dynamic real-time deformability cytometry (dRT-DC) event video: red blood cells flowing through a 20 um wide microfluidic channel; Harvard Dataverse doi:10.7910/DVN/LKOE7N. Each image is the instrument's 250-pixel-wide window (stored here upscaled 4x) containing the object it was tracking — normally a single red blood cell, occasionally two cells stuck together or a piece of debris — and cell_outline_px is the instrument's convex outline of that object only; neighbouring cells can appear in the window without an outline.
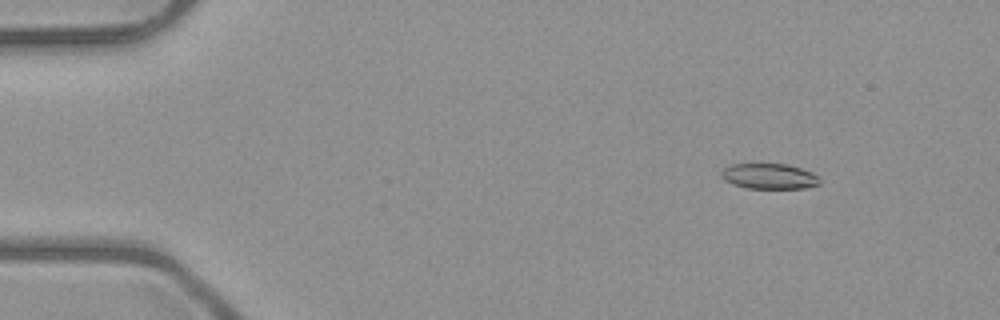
{"species": "common noctule bat (a hibernating species)", "species_latin": "Nyctalus noctula", "temperature_condition": "room temperature", "stored_images_in_passage": 52, "camera_frame_rate_fps": 3000, "um_per_image_px": 0.085, "animal": {"sex": "male", "body_mass_g": 23.1, "forearm_length_mm": 52.7}, "frame": {"image": 1, "passage_image": 7, "time_ms": 2.0, "image_size_px": [1000, 320], "cell_outline_px": [[820, 184], [804, 188], [748, 188], [732, 184], [724, 180], [720, 176], [720, 172], [728, 164], [788, 164], [812, 172], [820, 176]], "centroid_in_image_um": [65.37, 14.98], "position_along_channel_um": 19.6, "area_um2": 14.74}}
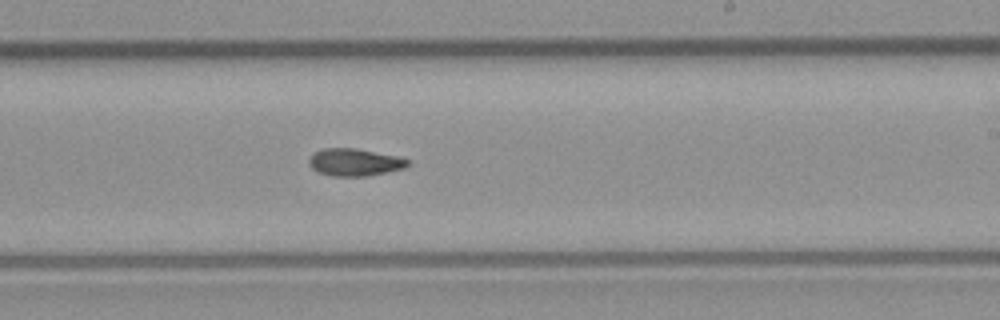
{"frame": {"image": 2, "passage_image": 32, "time_ms": 10.333, "image_size_px": [1000, 320], "cell_outline_px": [[412, 164], [404, 168], [368, 176], [332, 176], [316, 172], [308, 164], [308, 160], [316, 152], [324, 148], [356, 148], [400, 156], [412, 160]], "centroid_in_image_um": [30.2, 13.79], "position_along_channel_um": 258.8, "area_um2": 16.01}}
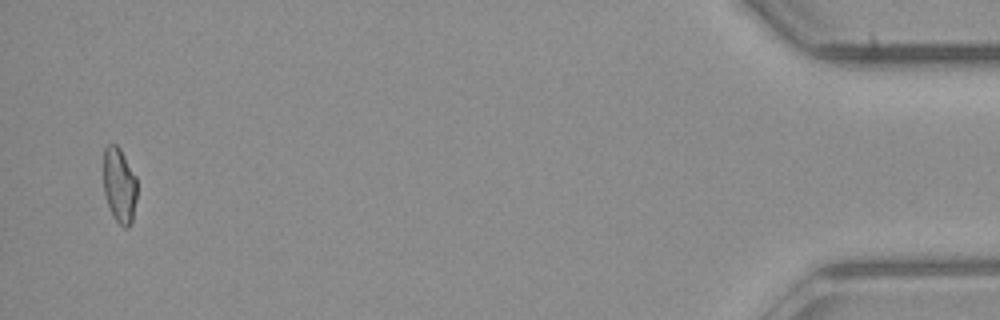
{"frame": {"image": 3, "passage_image": 51, "time_ms": 16.667, "image_size_px": [1000, 320], "cell_outline_px": [[136, 200], [132, 224], [128, 228], [124, 228], [112, 216], [104, 192], [104, 148], [108, 144], [116, 144], [120, 148], [136, 176]], "centroid_in_image_um": [10.16, 15.77], "position_along_channel_um": 425.0, "area_um2": 14.8}}